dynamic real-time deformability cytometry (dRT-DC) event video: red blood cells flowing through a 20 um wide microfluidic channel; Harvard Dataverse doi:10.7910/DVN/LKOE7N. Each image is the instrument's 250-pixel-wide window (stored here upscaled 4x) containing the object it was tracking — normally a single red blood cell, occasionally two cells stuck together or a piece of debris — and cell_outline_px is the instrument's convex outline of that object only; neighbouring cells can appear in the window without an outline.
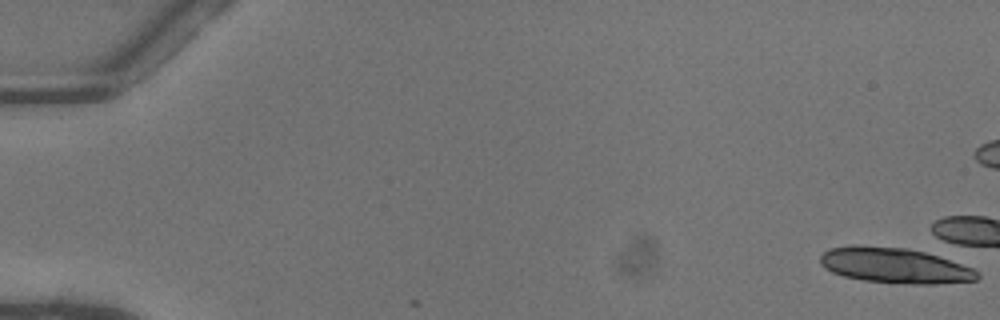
{"species": "common noctule bat (a hibernating species)", "species_latin": "Nyctalus noctula", "temperature_condition": "warm", "stored_images_in_passage": 1, "camera_frame_rate_fps": 3000, "um_per_image_px": 0.085, "animal": {"sex": "female"}, "frame": {"image": 1, "passage_image": 1, "time_ms": 0.0, "image_size_px": [1000, 320], "cell_outline_px": [[980, 276], [976, 280], [936, 284], [912, 284], [864, 280], [844, 276], [832, 272], [824, 268], [820, 264], [820, 256], [828, 248], [848, 244], [860, 244], [908, 248], [924, 252], [972, 268], [980, 272]], "centroid_in_image_um": [75.99, 22.55], "position_along_channel_um": 9.0, "area_um2": 32.54}}